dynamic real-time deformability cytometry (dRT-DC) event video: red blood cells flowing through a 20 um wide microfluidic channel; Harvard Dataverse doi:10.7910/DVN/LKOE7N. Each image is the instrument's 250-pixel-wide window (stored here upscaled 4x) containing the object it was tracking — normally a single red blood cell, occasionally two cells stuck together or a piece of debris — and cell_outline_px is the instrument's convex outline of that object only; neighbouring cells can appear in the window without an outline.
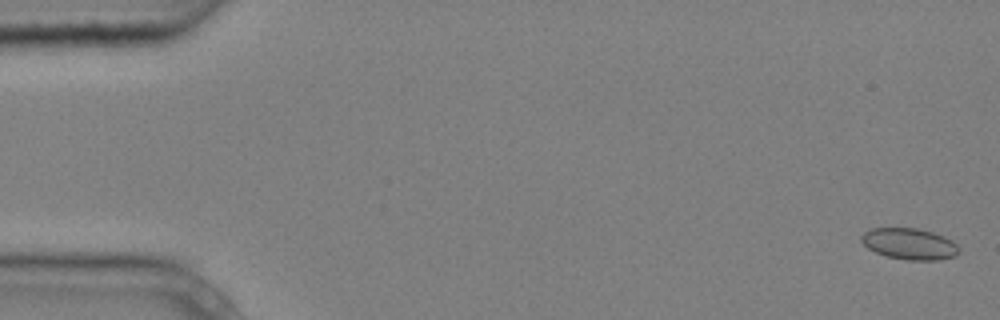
{"species": "common noctule bat (a hibernating species)", "species_latin": "Nyctalus noctula", "temperature_condition": "cold", "stored_images_in_passage": 6, "camera_frame_rate_fps": 3000, "um_per_image_px": 0.085, "animal": {"sex": "male", "body_mass_g": 20.4}, "frame": {"image": 1, "passage_image": 1, "time_ms": 0.0, "image_size_px": [1000, 320], "cell_outline_px": [[960, 252], [956, 256], [940, 260], [908, 260], [888, 256], [876, 252], [868, 248], [860, 240], [860, 236], [864, 232], [872, 228], [916, 228], [932, 232], [944, 236], [952, 240], [960, 248]], "centroid_in_image_um": [77.33, 20.73], "position_along_channel_um": 7.7, "area_um2": 17.86}}
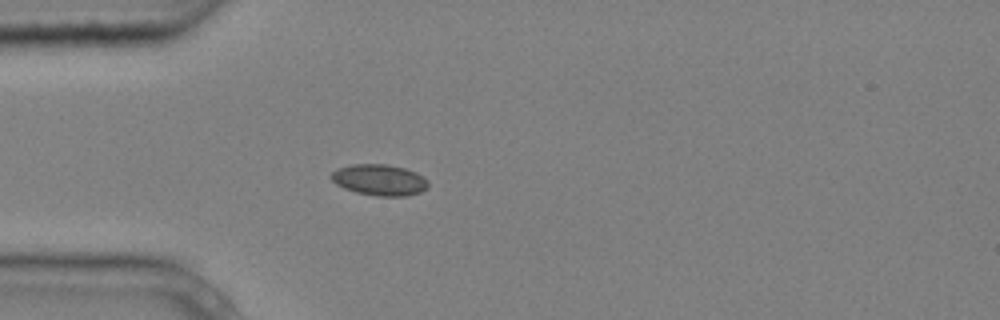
{"frame": {"image": 2, "passage_image": 5, "time_ms": 1.333, "image_size_px": [1000, 320], "cell_outline_px": [[428, 188], [420, 192], [408, 196], [376, 196], [356, 192], [344, 188], [336, 184], [328, 176], [336, 168], [352, 164], [388, 164], [404, 168], [416, 172], [428, 180]], "centroid_in_image_um": [32.24, 15.29], "position_along_channel_um": 52.8, "area_um2": 17.8}}